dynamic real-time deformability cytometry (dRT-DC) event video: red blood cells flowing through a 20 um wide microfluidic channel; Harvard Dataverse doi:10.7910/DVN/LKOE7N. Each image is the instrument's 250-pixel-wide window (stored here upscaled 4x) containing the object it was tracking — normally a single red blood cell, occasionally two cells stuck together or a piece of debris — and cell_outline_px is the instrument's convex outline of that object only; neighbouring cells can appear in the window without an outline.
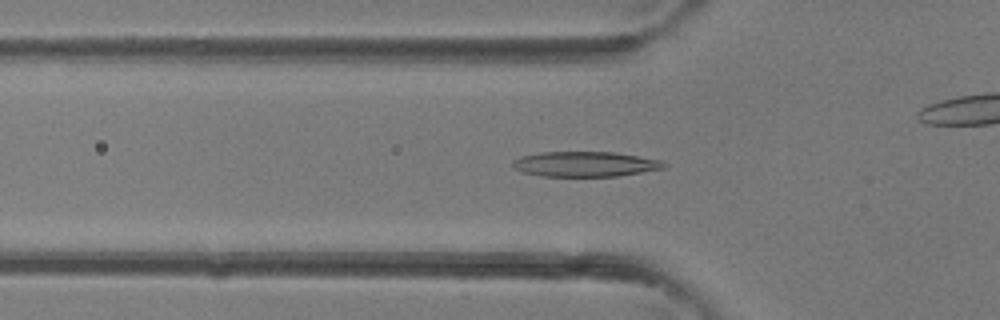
{"species": "common noctule bat (a hibernating species)", "species_latin": "Nyctalus noctula", "temperature_condition": "room temperature", "stored_images_in_passage": 30, "camera_frame_rate_fps": 3000, "um_per_image_px": 0.085, "animal": {"sex": "female"}, "frame": {"image": 1, "passage_image": 3, "time_ms": 0.667, "image_size_px": [1000, 320], "cell_outline_px": [[668, 164], [664, 168], [616, 176], [544, 176], [524, 172], [512, 168], [512, 160], [520, 156], [544, 152], [612, 152], [664, 160]], "centroid_in_image_um": [49.74, 13.94], "position_along_channel_um": 76.1, "area_um2": 22.08}}
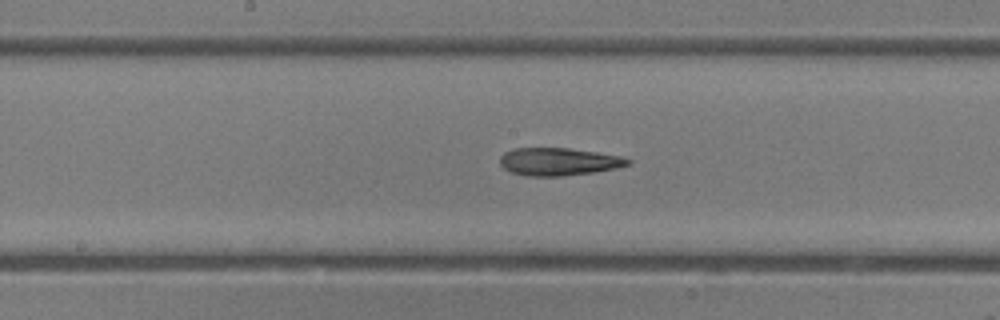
{"frame": {"image": 2, "passage_image": 10, "time_ms": 3.0, "image_size_px": [1000, 320], "cell_outline_px": [[632, 160], [628, 164], [616, 168], [592, 172], [560, 176], [524, 176], [512, 172], [504, 168], [500, 164], [500, 156], [504, 152], [512, 148], [568, 148], [596, 152], [620, 156]], "centroid_in_image_um": [47.43, 13.73], "position_along_channel_um": 200.8, "area_um2": 20.52}}
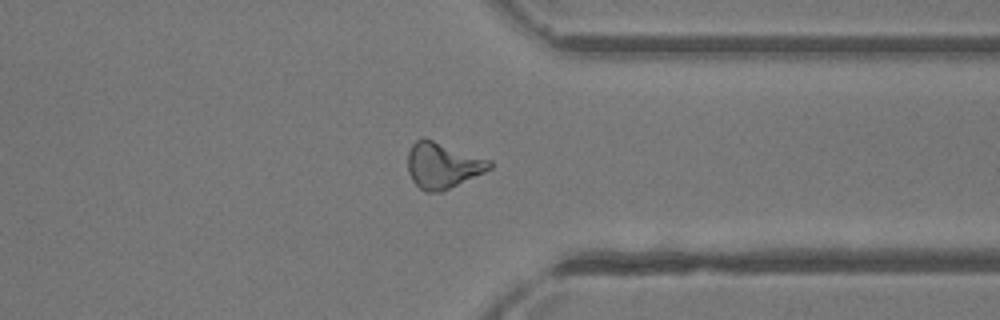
{"frame": {"image": 3, "passage_image": 20, "time_ms": 6.333, "image_size_px": [1000, 320], "cell_outline_px": [[492, 168], [484, 172], [440, 192], [424, 192], [412, 180], [408, 172], [408, 152], [412, 144], [416, 140], [424, 136], [492, 160]], "centroid_in_image_um": [37.62, 14.02], "position_along_channel_um": 373.8, "area_um2": 22.02}}